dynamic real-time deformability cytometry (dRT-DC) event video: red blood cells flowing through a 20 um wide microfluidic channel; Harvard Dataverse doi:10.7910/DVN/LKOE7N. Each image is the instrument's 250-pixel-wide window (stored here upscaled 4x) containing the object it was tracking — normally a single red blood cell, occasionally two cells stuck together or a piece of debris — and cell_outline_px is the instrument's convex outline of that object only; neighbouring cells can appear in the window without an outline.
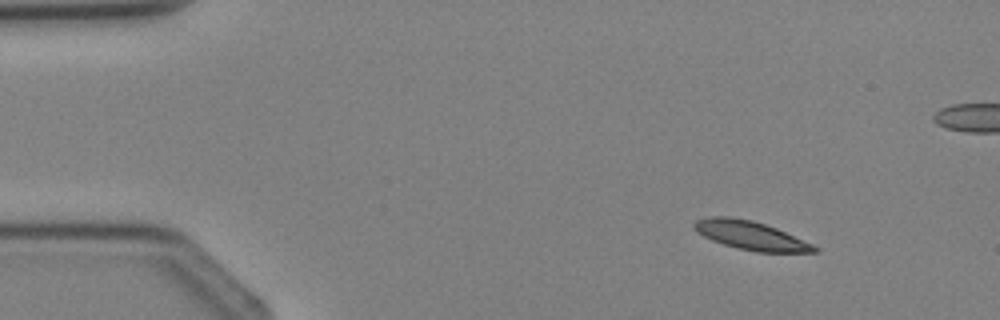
{"species": "Egyptian fruit bat (a non-hibernating species)", "species_latin": "Rousettus aegyptiacus", "temperature_condition": "cold", "stored_images_in_passage": 3, "camera_frame_rate_fps": 3000, "um_per_image_px": 0.085, "animal": {"sex": "female"}, "frame": {"image": 1, "passage_image": 1, "time_ms": 0.0, "image_size_px": [1000, 320], "cell_outline_px": [[820, 252], [756, 252], [736, 248], [712, 240], [696, 232], [692, 228], [692, 224], [696, 220], [712, 216], [728, 216], [752, 220], [776, 228], [812, 244], [820, 248]], "centroid_in_image_um": [63.78, 20.01], "position_along_channel_um": 21.2, "area_um2": 20.06}}